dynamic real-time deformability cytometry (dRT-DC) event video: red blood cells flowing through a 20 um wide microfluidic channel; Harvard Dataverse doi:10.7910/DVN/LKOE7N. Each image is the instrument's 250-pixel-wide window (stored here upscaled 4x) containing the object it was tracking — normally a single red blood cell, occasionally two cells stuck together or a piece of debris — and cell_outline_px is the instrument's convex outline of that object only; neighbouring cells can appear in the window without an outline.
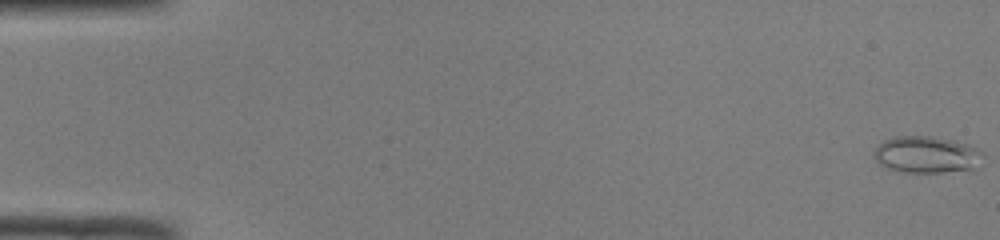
{"species": "common noctule bat (a hibernating species)", "species_latin": "Nyctalus noctula", "temperature_condition": "room temperature", "stored_images_in_passage": 45, "camera_frame_rate_fps": 3000, "um_per_image_px": 0.085, "animal": {"sex": "male", "body_mass_g": 19.0, "forearm_length_mm": 50.8}, "frame": {"image": 1, "passage_image": 1, "time_ms": 0.0, "image_size_px": [1000, 240], "cell_outline_px": [[984, 156], [972, 168], [940, 172], [908, 172], [888, 168], [880, 164], [872, 156], [876, 148], [884, 140], [896, 136], [932, 136], [952, 140], [968, 144], [984, 152]], "centroid_in_image_um": [78.73, 13.12], "position_along_channel_um": 6.3, "area_um2": 23.0}}
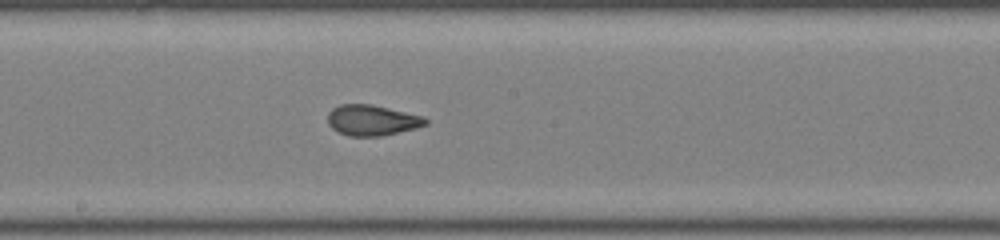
{"frame": {"image": 2, "passage_image": 28, "time_ms": 9.0, "image_size_px": [1000, 240], "cell_outline_px": [[428, 124], [416, 128], [380, 136], [348, 136], [332, 128], [328, 124], [328, 112], [332, 108], [340, 104], [372, 104], [424, 116], [428, 120]], "centroid_in_image_um": [31.63, 10.21], "position_along_channel_um": 216.6, "area_um2": 17.51}}
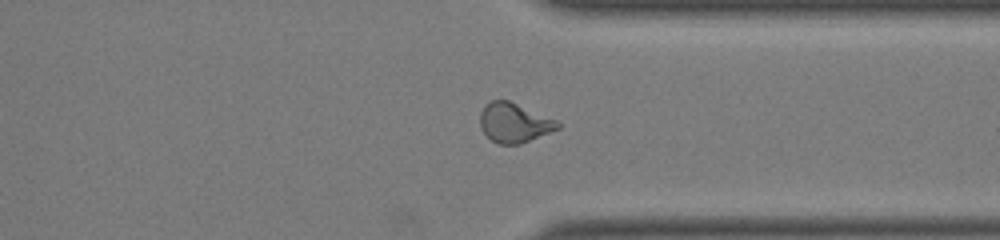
{"frame": {"image": 3, "passage_image": 39, "time_ms": 12.667, "image_size_px": [1000, 240], "cell_outline_px": [[560, 128], [520, 144], [500, 144], [492, 140], [480, 128], [480, 112], [484, 104], [492, 100], [508, 100], [556, 120], [560, 124]], "centroid_in_image_um": [43.68, 10.43], "position_along_channel_um": 367.7, "area_um2": 17.69}}